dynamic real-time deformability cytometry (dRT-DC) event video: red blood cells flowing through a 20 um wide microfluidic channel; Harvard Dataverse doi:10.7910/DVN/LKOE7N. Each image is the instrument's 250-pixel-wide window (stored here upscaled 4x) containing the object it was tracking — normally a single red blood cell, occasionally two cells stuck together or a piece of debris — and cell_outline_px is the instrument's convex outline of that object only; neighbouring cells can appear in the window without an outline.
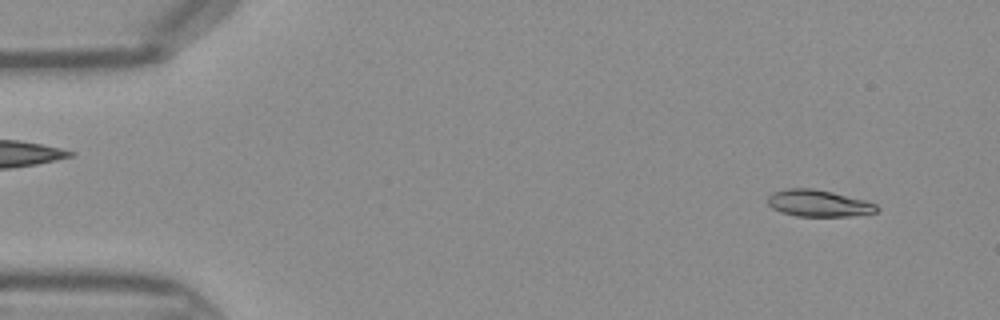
{"species": "Egyptian fruit bat (a non-hibernating species)", "species_latin": "Rousettus aegyptiacus", "temperature_condition": "warm", "stored_images_in_passage": 44, "camera_frame_rate_fps": 3000, "um_per_image_px": 0.085, "frame": {"image": 1, "passage_image": 3, "time_ms": 0.667, "image_size_px": [1000, 320], "cell_outline_px": [[880, 208], [876, 212], [852, 216], [796, 216], [780, 212], [772, 208], [768, 204], [768, 196], [772, 192], [784, 188], [812, 188], [832, 192], [864, 200], [876, 204]], "centroid_in_image_um": [69.54, 17.28], "position_along_channel_um": 15.5, "area_um2": 17.05}}
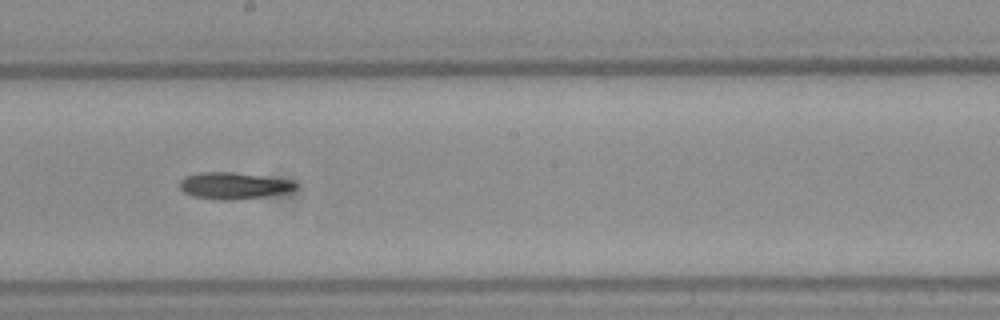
{"frame": {"image": 2, "passage_image": 24, "time_ms": 7.667, "image_size_px": [1000, 320], "cell_outline_px": [[296, 188], [284, 192], [260, 196], [232, 200], [224, 200], [192, 196], [184, 192], [180, 188], [180, 180], [184, 176], [196, 172], [232, 172], [292, 180], [296, 184]], "centroid_in_image_um": [19.78, 15.76], "position_along_channel_um": 228.4, "area_um2": 17.69}}
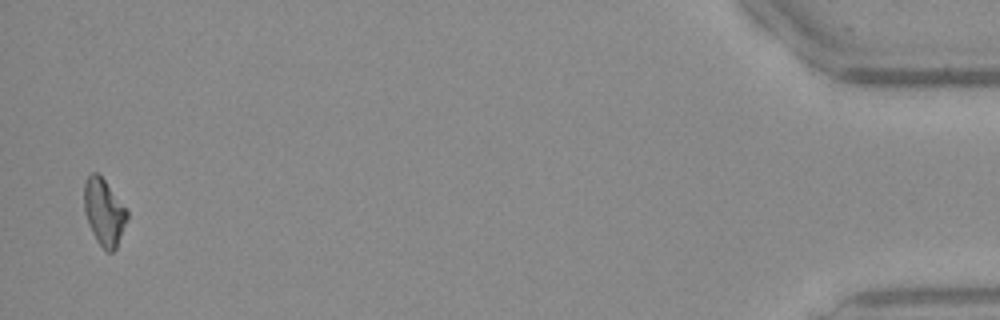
{"frame": {"image": 3, "passage_image": 43, "time_ms": 14.0, "image_size_px": [1000, 320], "cell_outline_px": [[128, 220], [116, 248], [112, 252], [108, 252], [96, 240], [88, 224], [84, 212], [84, 184], [88, 176], [92, 172], [96, 172], [104, 180], [128, 212]], "centroid_in_image_um": [8.83, 18.05], "position_along_channel_um": 426.4, "area_um2": 16.47}}